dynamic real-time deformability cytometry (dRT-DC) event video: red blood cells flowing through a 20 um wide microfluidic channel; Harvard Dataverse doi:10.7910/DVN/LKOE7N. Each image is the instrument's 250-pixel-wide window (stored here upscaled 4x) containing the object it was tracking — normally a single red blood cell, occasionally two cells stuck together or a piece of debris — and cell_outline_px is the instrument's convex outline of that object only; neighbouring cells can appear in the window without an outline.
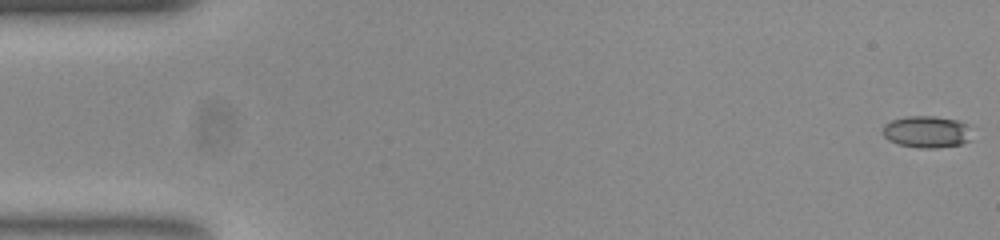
{"species": "common noctule bat (a hibernating species)", "species_latin": "Nyctalus noctula", "temperature_condition": "room temperature", "stored_images_in_passage": 53, "camera_frame_rate_fps": 3000, "um_per_image_px": 0.085, "animal": {"sex": "female", "body_mass_g": 23.0, "forearm_length_mm": 53.4}, "frame": {"image": 1, "passage_image": 1, "time_ms": 0.0, "image_size_px": [1000, 240], "cell_outline_px": [[972, 140], [960, 144], [936, 148], [920, 148], [896, 144], [888, 140], [884, 136], [884, 124], [892, 120], [908, 116], [936, 116], [956, 120], [968, 124]], "centroid_in_image_um": [78.79, 11.21], "position_along_channel_um": 6.2, "area_um2": 16.65}}
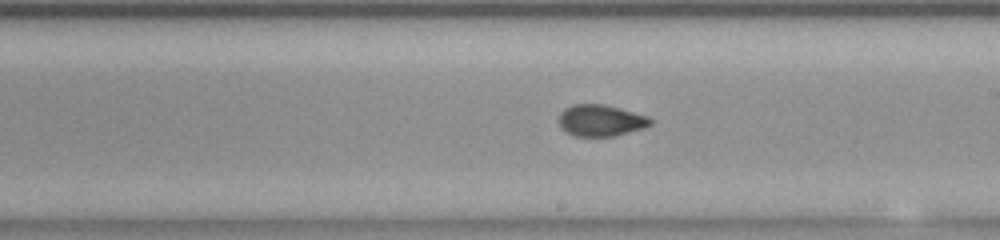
{"frame": {"image": 2, "passage_image": 30, "time_ms": 9.667, "image_size_px": [1000, 240], "cell_outline_px": [[652, 124], [644, 128], [612, 136], [576, 136], [560, 128], [560, 112], [564, 108], [572, 104], [604, 104], [620, 108], [648, 116], [652, 120]], "centroid_in_image_um": [51.07, 10.23], "position_along_channel_um": 237.9, "area_um2": 16.76}}
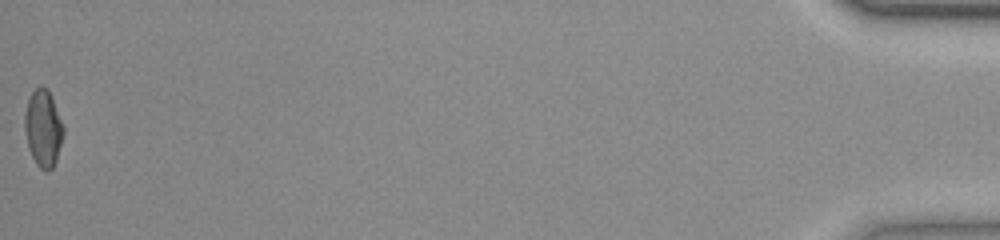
{"frame": {"image": 3, "passage_image": 53, "time_ms": 17.333, "image_size_px": [1000, 240], "cell_outline_px": [[64, 132], [56, 160], [52, 168], [48, 172], [40, 168], [36, 164], [28, 148], [24, 128], [24, 112], [28, 96], [40, 84], [48, 88], [64, 124]], "centroid_in_image_um": [3.66, 10.86], "position_along_channel_um": 431.5, "area_um2": 17.69}, "authors_computed_cell_mechanics": {"area_um2": 16.9932, "velocity_mm_per_s": 3.8906, "shape_relaxation_time_tau1_ms": null, "shape_relaxation_time_tau2_ms": 1.226, "deformation_change_tau1": null, "deformation_change_tau2": 0.0541}}